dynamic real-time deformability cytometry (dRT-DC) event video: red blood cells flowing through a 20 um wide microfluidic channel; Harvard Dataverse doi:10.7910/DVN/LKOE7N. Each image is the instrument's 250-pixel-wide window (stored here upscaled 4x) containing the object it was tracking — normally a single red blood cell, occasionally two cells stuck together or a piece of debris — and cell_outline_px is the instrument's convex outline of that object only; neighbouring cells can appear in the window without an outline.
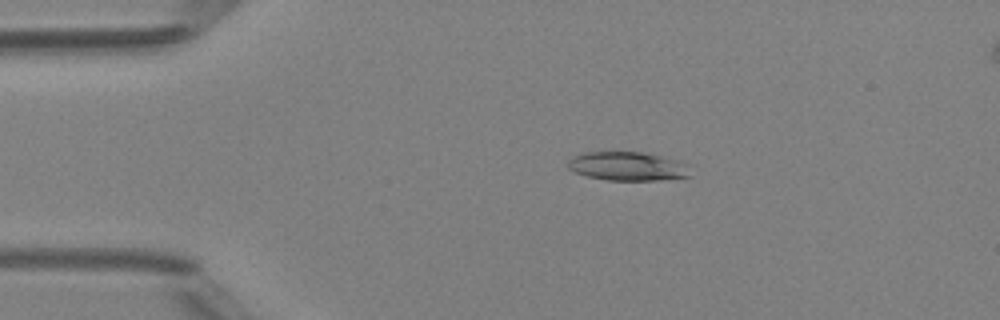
{"species": "Egyptian fruit bat (a non-hibernating species)", "species_latin": "Rousettus aegyptiacus", "temperature_condition": "room temperature", "stored_images_in_passage": 49, "camera_frame_rate_fps": 3000, "um_per_image_px": 0.085, "animal": {"sex": "female"}, "frame": {"image": 1, "passage_image": 10, "time_ms": 3.0, "image_size_px": [1000, 320], "cell_outline_px": [[692, 176], [656, 180], [608, 180], [588, 176], [576, 172], [568, 168], [568, 160], [572, 156], [584, 152], [644, 152], [660, 156], [672, 160], [680, 164]], "centroid_in_image_um": [53.22, 14.13], "position_along_channel_um": 31.8, "area_um2": 19.94}}
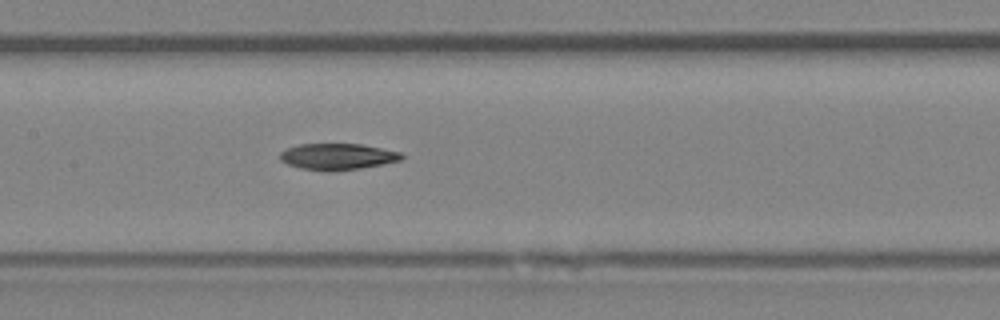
{"frame": {"image": 2, "passage_image": 24, "time_ms": 7.667, "image_size_px": [1000, 320], "cell_outline_px": [[404, 160], [384, 164], [360, 168], [332, 172], [324, 172], [300, 168], [288, 164], [280, 160], [280, 152], [288, 148], [300, 144], [360, 144], [400, 152], [404, 156]], "centroid_in_image_um": [28.7, 13.33], "position_along_channel_um": 178.7, "area_um2": 18.79}}
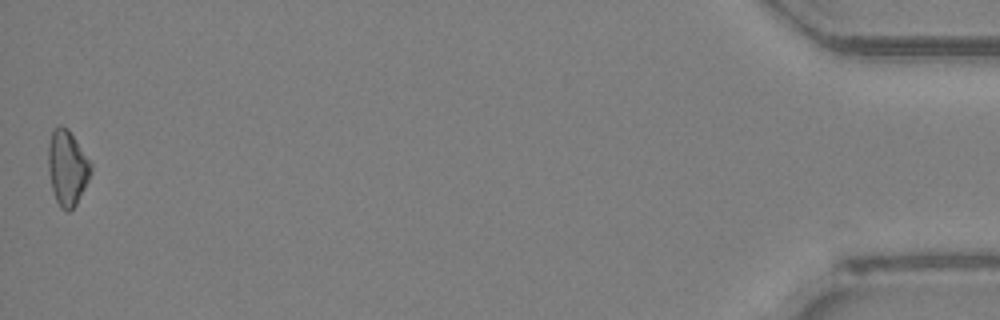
{"frame": {"image": 3, "passage_image": 49, "time_ms": 16.0, "image_size_px": [1000, 320], "cell_outline_px": [[92, 172], [76, 204], [68, 212], [60, 208], [56, 200], [52, 188], [48, 168], [48, 144], [52, 128], [60, 124], [68, 128], [92, 164]], "centroid_in_image_um": [5.71, 14.22], "position_along_channel_um": 429.5, "area_um2": 18.73}}